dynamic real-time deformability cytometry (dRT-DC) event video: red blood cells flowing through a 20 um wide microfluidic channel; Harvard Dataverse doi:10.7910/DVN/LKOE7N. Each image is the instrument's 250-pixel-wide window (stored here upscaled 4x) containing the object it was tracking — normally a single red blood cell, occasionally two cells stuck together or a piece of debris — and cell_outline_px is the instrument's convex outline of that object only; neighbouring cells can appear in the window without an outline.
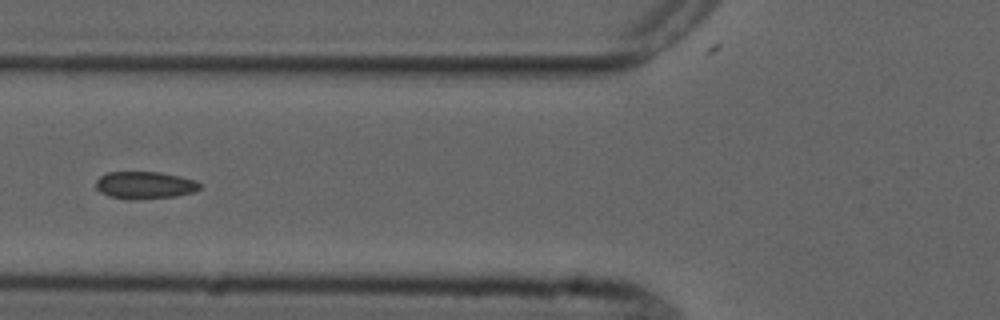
{"species": "common noctule bat (a hibernating species)", "species_latin": "Nyctalus noctula", "temperature_condition": "cold", "stored_images_in_passage": 8, "camera_frame_rate_fps": 3000, "um_per_image_px": 0.085, "animal": {"sex": "male", "forearm_length_mm": 52.5}, "frame": {"image": 1, "passage_image": 7, "time_ms": 6.667, "image_size_px": [1000, 320], "cell_outline_px": [[200, 188], [192, 192], [176, 196], [136, 200], [128, 200], [108, 196], [100, 192], [96, 188], [96, 180], [100, 176], [108, 172], [160, 172], [180, 176], [192, 180], [200, 184]], "centroid_in_image_um": [12.25, 15.75], "position_along_channel_um": 113.5, "area_um2": 16.59}}